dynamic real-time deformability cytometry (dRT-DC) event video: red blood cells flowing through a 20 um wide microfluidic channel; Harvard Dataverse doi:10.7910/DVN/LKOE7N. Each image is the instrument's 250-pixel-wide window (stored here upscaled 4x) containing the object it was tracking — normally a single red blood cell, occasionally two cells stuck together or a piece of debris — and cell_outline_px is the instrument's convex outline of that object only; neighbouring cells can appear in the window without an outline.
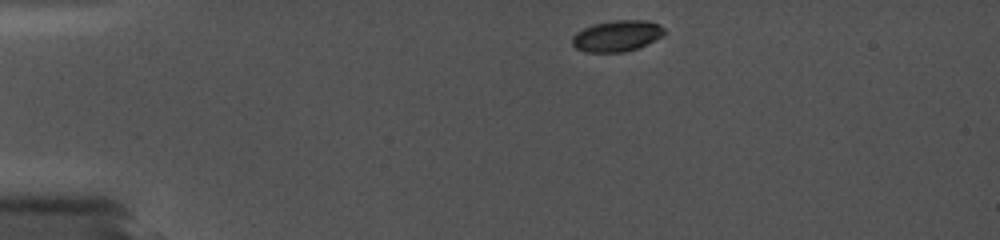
{"species": "common noctule bat (a hibernating species)", "species_latin": "Nyctalus noctula", "temperature_condition": "cold", "stored_images_in_passage": 23, "camera_frame_rate_fps": 5000, "um_per_image_px": 0.085, "animal": {"sex": "female", "body_mass_g": 19.0, "forearm_length_mm": 56.7}, "frame": {"image": 1, "passage_image": 1, "time_ms": 0.0, "image_size_px": [1000, 240], "cell_outline_px": [[668, 32], [636, 48], [624, 52], [584, 52], [576, 48], [572, 44], [572, 36], [576, 32], [592, 24], [612, 20], [648, 20], [660, 24]], "centroid_in_image_um": [52.42, 3.03], "position_along_channel_um": 32.6, "area_um2": 16.7}}
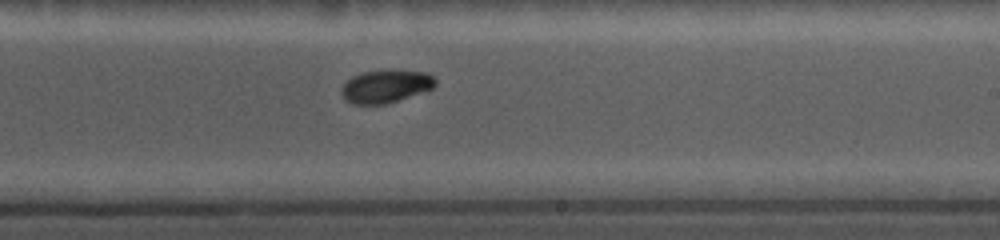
{"frame": {"image": 2, "passage_image": 15, "time_ms": 7.6, "image_size_px": [1000, 240], "cell_outline_px": [[436, 84], [432, 88], [388, 104], [352, 104], [344, 100], [340, 92], [340, 88], [352, 76], [360, 72], [380, 68], [388, 68], [428, 72], [436, 76]], "centroid_in_image_um": [32.78, 7.29], "position_along_channel_um": 256.2, "area_um2": 18.79}}
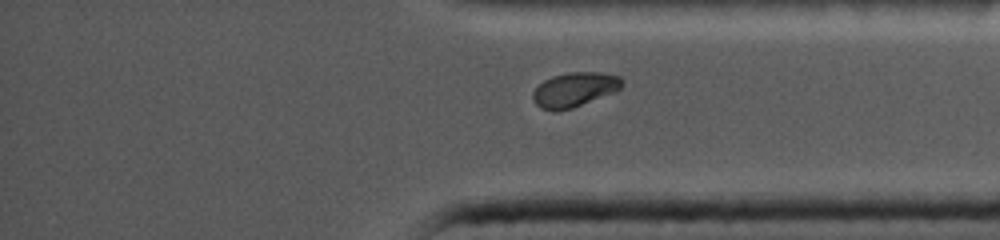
{"frame": {"image": 3, "passage_image": 23, "time_ms": 11.0, "image_size_px": [1000, 240], "cell_outline_px": [[624, 84], [616, 92], [572, 108], [556, 112], [552, 112], [540, 108], [532, 100], [532, 92], [544, 80], [552, 76], [568, 72], [600, 72], [620, 76], [624, 80]], "centroid_in_image_um": [48.84, 7.62], "position_along_channel_um": 386.4, "area_um2": 18.26}}